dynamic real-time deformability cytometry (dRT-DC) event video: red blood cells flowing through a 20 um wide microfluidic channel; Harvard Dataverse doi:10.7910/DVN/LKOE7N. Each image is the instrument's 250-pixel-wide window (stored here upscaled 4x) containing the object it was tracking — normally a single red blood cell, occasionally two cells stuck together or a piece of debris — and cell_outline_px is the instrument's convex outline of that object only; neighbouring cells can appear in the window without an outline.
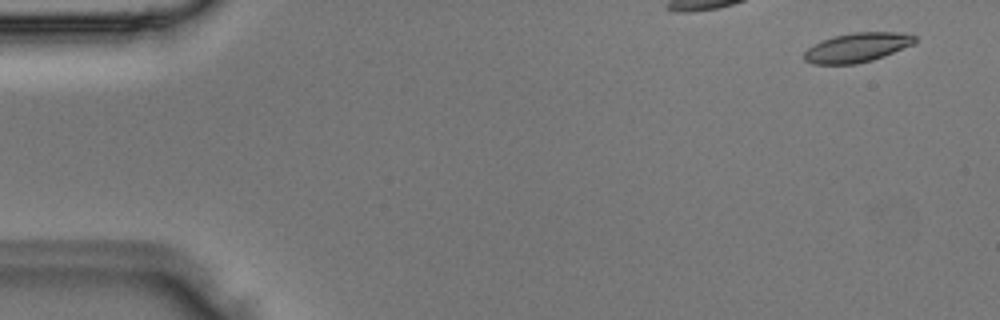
{"species": "Egyptian fruit bat (a non-hibernating species)", "species_latin": "Rousettus aegyptiacus", "temperature_condition": "room temperature", "stored_images_in_passage": 4, "camera_frame_rate_fps": 3000, "um_per_image_px": 0.085, "animal": {"sex": "male"}, "frame": {"image": 1, "passage_image": 1, "time_ms": 0.0, "image_size_px": [1000, 320], "cell_outline_px": [[916, 40], [912, 44], [884, 56], [872, 60], [856, 64], [812, 64], [804, 60], [804, 52], [812, 44], [836, 36], [856, 32], [896, 32], [916, 36]], "centroid_in_image_um": [72.82, 4.05], "position_along_channel_um": 12.2, "area_um2": 18.67}}